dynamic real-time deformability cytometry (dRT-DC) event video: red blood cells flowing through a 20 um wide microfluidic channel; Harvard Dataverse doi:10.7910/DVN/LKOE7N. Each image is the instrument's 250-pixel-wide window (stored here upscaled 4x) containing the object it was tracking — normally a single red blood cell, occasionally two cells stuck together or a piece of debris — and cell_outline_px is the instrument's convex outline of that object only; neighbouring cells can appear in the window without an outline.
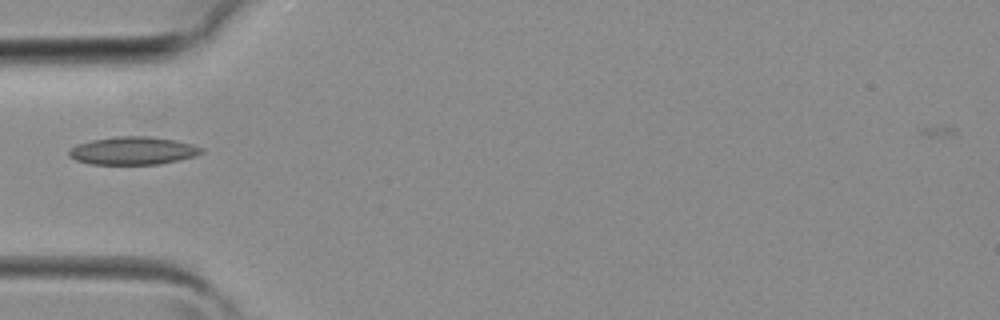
{"species": "common noctule bat (a hibernating species)", "species_latin": "Nyctalus noctula", "temperature_condition": "room temperature", "stored_images_in_passage": 4, "camera_frame_rate_fps": 3000, "um_per_image_px": 0.085, "animal": {"sex": "female", "body_mass_g": 19.3, "forearm_length_mm": 54.1}, "frame": {"image": 1, "passage_image": 4, "time_ms": 1.0, "image_size_px": [1000, 320], "cell_outline_px": [[204, 152], [196, 156], [180, 160], [160, 164], [88, 164], [76, 160], [68, 156], [68, 152], [76, 144], [92, 140], [116, 136], [148, 136], [176, 140], [192, 144], [204, 148]], "centroid_in_image_um": [11.33, 12.81], "position_along_channel_um": 73.7, "area_um2": 21.73}}